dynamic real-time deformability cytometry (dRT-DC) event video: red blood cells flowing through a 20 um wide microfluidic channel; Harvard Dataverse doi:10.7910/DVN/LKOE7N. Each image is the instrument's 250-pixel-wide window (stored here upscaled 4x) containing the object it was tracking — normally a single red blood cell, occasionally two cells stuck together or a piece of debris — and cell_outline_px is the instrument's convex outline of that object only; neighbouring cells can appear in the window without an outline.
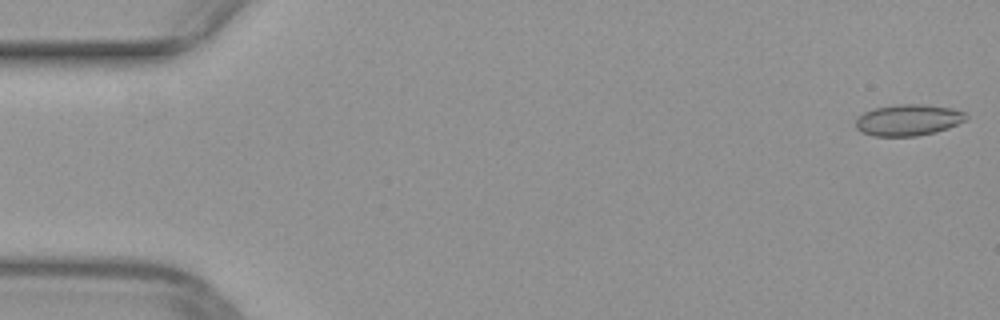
{"species": "common noctule bat (a hibernating species)", "species_latin": "Nyctalus noctula", "temperature_condition": "warm", "stored_images_in_passage": 38, "camera_frame_rate_fps": 3000, "um_per_image_px": 0.085, "animal": {"sex": "female", "body_mass_g": 29.2, "forearm_length_mm": 56.3}, "frame": {"image": 1, "passage_image": 1, "time_ms": 0.0, "image_size_px": [1000, 320], "cell_outline_px": [[968, 120], [948, 128], [936, 132], [916, 136], [876, 136], [860, 132], [856, 128], [856, 120], [864, 112], [872, 108], [896, 104], [924, 104], [952, 108], [964, 112], [968, 116]], "centroid_in_image_um": [77.22, 10.19], "position_along_channel_um": 7.8, "area_um2": 20.35}}
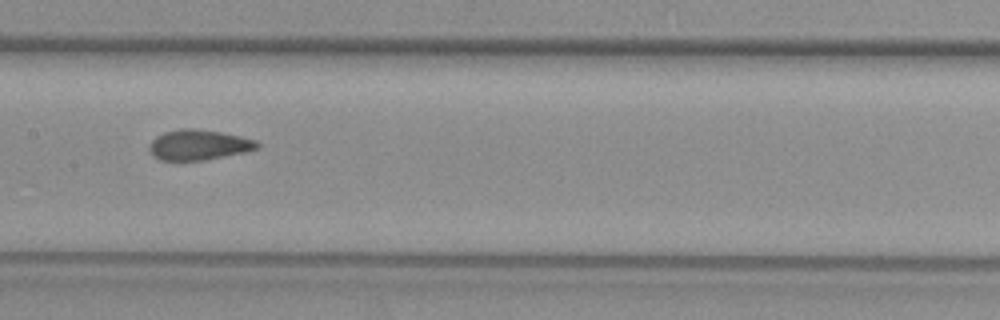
{"frame": {"image": 2, "passage_image": 25, "time_ms": 8.0, "image_size_px": [1000, 320], "cell_outline_px": [[260, 144], [256, 148], [244, 152], [204, 160], [160, 160], [152, 156], [148, 148], [152, 140], [156, 136], [164, 132], [180, 128], [196, 128], [220, 132], [240, 136], [256, 140]], "centroid_in_image_um": [16.84, 12.3], "position_along_channel_um": 190.6, "area_um2": 19.02}}
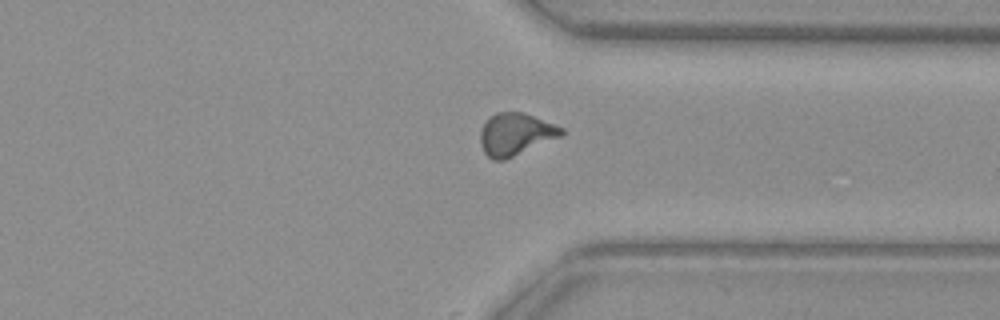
{"frame": {"image": 3, "passage_image": 38, "time_ms": 12.333, "image_size_px": [1000, 320], "cell_outline_px": [[564, 132], [560, 136], [504, 160], [492, 160], [484, 152], [480, 144], [480, 128], [484, 120], [488, 116], [496, 112], [524, 112], [564, 128]], "centroid_in_image_um": [43.76, 11.38], "position_along_channel_um": 367.6, "area_um2": 20.0}}